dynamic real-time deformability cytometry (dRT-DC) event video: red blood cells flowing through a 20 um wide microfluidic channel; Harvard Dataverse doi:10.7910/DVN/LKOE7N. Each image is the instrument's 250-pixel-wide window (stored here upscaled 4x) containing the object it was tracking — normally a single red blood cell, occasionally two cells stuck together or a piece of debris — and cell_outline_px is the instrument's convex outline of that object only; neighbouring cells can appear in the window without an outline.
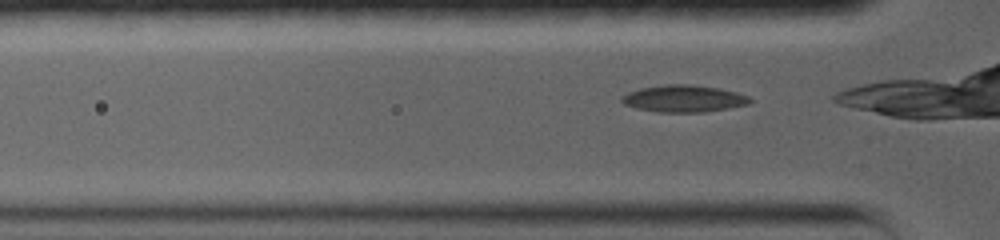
{"species": "common noctule bat (a hibernating species)", "species_latin": "Nyctalus noctula", "temperature_condition": "warm", "stored_images_in_passage": 32, "camera_frame_rate_fps": 5000, "um_per_image_px": 0.085, "animal": {"sex": "female", "body_mass_g": 19.0, "forearm_length_mm": 56.7}, "frame": {"image": 1, "passage_image": 2, "time_ms": 0.2, "image_size_px": [1000, 240], "cell_outline_px": [[752, 100], [748, 104], [728, 108], [704, 112], [656, 112], [636, 108], [624, 104], [620, 100], [620, 96], [628, 92], [640, 88], [664, 84], [692, 84], [716, 88], [736, 92], [748, 96]], "centroid_in_image_um": [58.07, 8.38], "position_along_channel_um": 67.7, "area_um2": 20.17}}
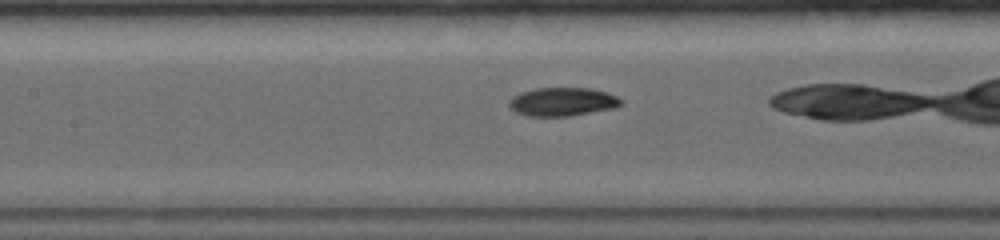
{"frame": {"image": 2, "passage_image": 11, "time_ms": 2.6, "image_size_px": [1000, 240], "cell_outline_px": [[624, 104], [612, 108], [568, 116], [528, 116], [516, 112], [508, 104], [508, 100], [512, 96], [520, 92], [536, 88], [592, 88], [608, 92], [624, 100]], "centroid_in_image_um": [47.81, 8.64], "position_along_channel_um": 159.6, "area_um2": 18.67}}
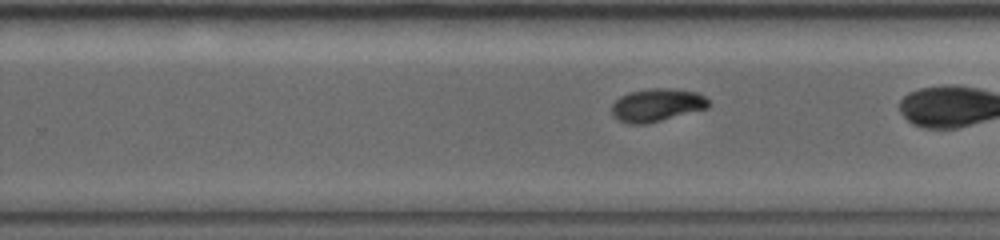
{"frame": {"image": 3, "passage_image": 23, "time_ms": 5.6, "image_size_px": [1000, 240], "cell_outline_px": [[708, 108], [656, 120], [636, 124], [620, 120], [612, 112], [612, 104], [620, 96], [628, 92], [652, 88], [672, 88], [696, 92], [704, 96], [708, 100]], "centroid_in_image_um": [55.83, 8.88], "position_along_channel_um": 274.0, "area_um2": 17.86}}